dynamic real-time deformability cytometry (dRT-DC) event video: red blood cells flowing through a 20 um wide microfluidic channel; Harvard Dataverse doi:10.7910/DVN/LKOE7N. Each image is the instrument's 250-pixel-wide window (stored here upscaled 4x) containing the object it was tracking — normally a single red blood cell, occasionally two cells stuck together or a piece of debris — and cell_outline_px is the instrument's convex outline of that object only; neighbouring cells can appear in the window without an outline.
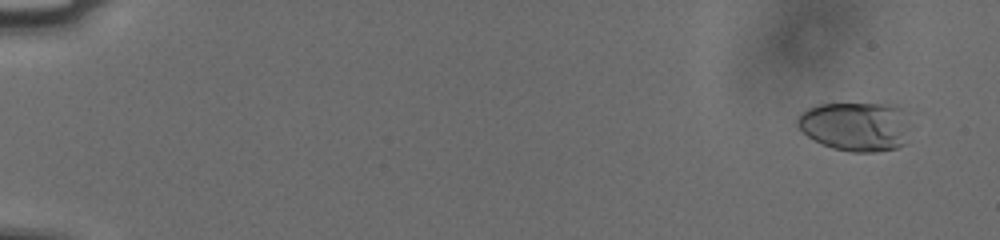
{"species": "human", "species_latin": "Homo sapiens", "temperature_condition": "cold", "stored_images_in_passage": 58, "camera_frame_rate_fps": 3000, "um_per_image_px": 0.085, "donor": {"sex": "male"}, "frame": {"image": 1, "passage_image": 4, "time_ms": 1.0, "image_size_px": [1000, 240], "cell_outline_px": [[904, 144], [896, 148], [872, 152], [852, 152], [832, 148], [808, 136], [796, 124], [796, 120], [800, 112], [808, 108], [820, 104], [884, 104], [900, 108]], "centroid_in_image_um": [72.57, 10.75], "position_along_channel_um": 12.4, "area_um2": 31.1}}
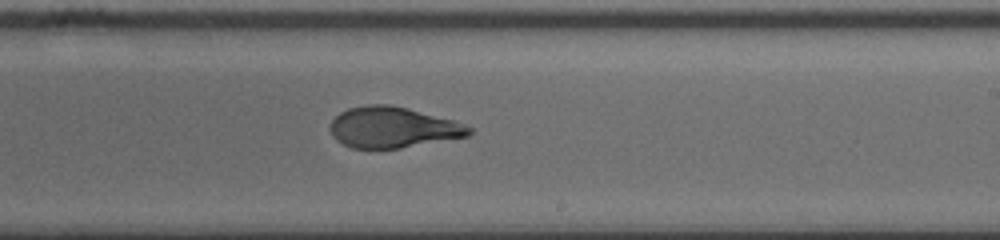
{"frame": {"image": 2, "passage_image": 37, "time_ms": 12.0, "image_size_px": [1000, 240], "cell_outline_px": [[472, 132], [468, 136], [400, 148], [352, 148], [336, 140], [332, 136], [328, 128], [332, 120], [340, 112], [348, 108], [368, 104], [388, 104], [408, 108], [452, 120], [464, 124], [472, 128]], "centroid_in_image_um": [33.35, 10.82], "position_along_channel_um": 255.7, "area_um2": 33.0}}
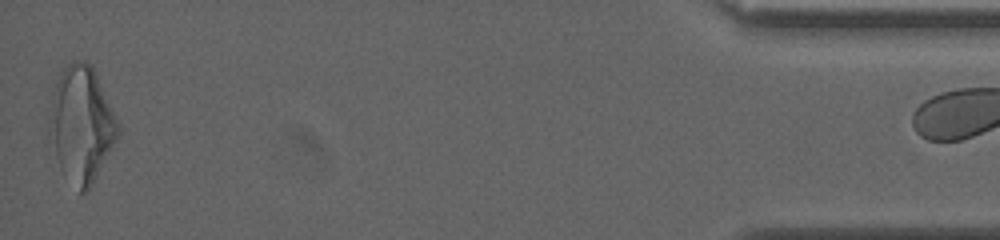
{"frame": {"image": 3, "passage_image": 57, "time_ms": 18.667, "image_size_px": [1000, 240], "cell_outline_px": [[120, 132], [96, 176], [88, 188], [84, 192], [80, 192], [60, 168], [48, 132], [48, 124], [52, 100], [56, 84], [64, 68], [72, 60], [84, 60], [92, 64], [120, 124]], "centroid_in_image_um": [6.93, 10.51], "position_along_channel_um": 428.3, "area_um2": 45.49}}